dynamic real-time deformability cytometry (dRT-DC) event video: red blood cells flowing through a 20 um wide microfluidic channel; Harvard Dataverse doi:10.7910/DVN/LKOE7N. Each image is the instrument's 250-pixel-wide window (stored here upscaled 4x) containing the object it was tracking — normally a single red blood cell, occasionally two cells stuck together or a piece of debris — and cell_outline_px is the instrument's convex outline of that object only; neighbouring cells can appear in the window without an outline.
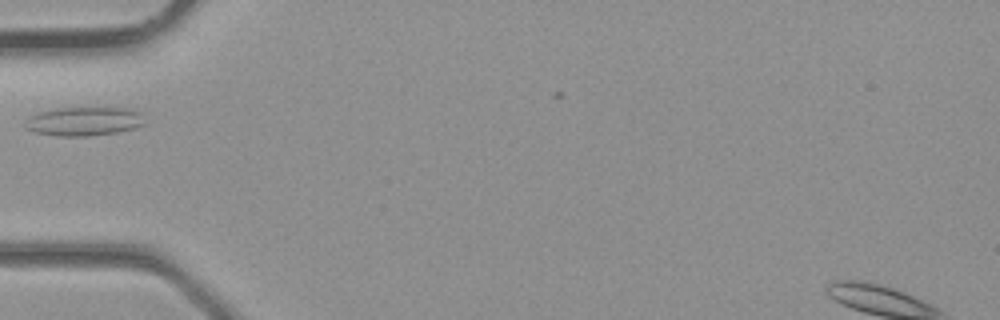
{"species": "common noctule bat (a hibernating species)", "species_latin": "Nyctalus noctula", "temperature_condition": "room temperature", "stored_images_in_passage": 2, "camera_frame_rate_fps": 3000, "um_per_image_px": 0.085, "animal": {"sex": "male", "body_mass_g": 23.1, "forearm_length_mm": 52.7}, "frame": {"image": 1, "passage_image": 2, "time_ms": 0.333, "image_size_px": [1000, 320], "cell_outline_px": [[148, 124], [136, 128], [116, 132], [88, 136], [56, 136], [36, 132], [24, 128], [28, 120], [32, 116], [40, 112], [56, 108], [132, 108], [144, 112]], "centroid_in_image_um": [7.28, 10.31], "position_along_channel_um": 77.7, "area_um2": 20.35}}